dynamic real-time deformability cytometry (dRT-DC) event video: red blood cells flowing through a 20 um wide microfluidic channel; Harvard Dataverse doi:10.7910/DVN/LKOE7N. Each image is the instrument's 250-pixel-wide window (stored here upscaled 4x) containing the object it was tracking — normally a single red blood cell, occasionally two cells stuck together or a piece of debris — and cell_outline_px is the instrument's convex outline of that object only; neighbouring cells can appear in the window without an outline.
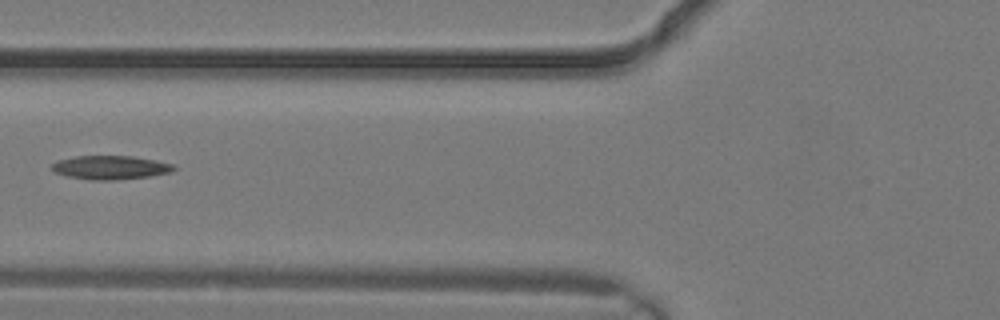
{"species": "common noctule bat (a hibernating species)", "species_latin": "Nyctalus noctula", "temperature_condition": "warm", "stored_images_in_passage": 3, "camera_frame_rate_fps": 3000, "um_per_image_px": 0.085, "animal": {"sex": "male", "body_mass_g": 19.2, "forearm_length_mm": 51.8}, "frame": {"image": 1, "passage_image": 3, "time_ms": 0.667, "image_size_px": [1000, 320], "cell_outline_px": [[176, 168], [172, 172], [148, 176], [116, 180], [92, 180], [68, 176], [56, 172], [52, 168], [52, 164], [56, 160], [76, 156], [132, 156], [156, 160], [172, 164]], "centroid_in_image_um": [9.39, 14.23], "position_along_channel_um": 116.4, "area_um2": 16.76}}